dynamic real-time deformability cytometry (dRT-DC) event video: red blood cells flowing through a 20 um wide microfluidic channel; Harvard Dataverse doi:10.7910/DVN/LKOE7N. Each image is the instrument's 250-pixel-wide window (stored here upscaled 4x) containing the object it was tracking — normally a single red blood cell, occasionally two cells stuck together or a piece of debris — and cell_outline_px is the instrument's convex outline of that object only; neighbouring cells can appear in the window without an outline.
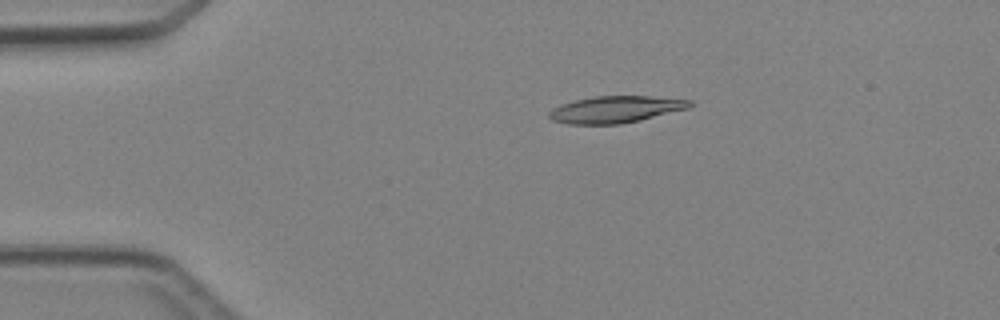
{"species": "Egyptian fruit bat (a non-hibernating species)", "species_latin": "Rousettus aegyptiacus", "temperature_condition": "cold", "stored_images_in_passage": 2, "camera_frame_rate_fps": 3000, "um_per_image_px": 0.085, "animal": {"sex": "female"}, "frame": {"image": 1, "passage_image": 1, "time_ms": 0.0, "image_size_px": [1000, 320], "cell_outline_px": [[692, 104], [688, 108], [640, 120], [620, 124], [568, 124], [552, 120], [548, 116], [548, 112], [552, 108], [576, 100], [592, 96], [648, 96], [692, 100]], "centroid_in_image_um": [52.3, 9.3], "position_along_channel_um": 32.7, "area_um2": 21.79}}